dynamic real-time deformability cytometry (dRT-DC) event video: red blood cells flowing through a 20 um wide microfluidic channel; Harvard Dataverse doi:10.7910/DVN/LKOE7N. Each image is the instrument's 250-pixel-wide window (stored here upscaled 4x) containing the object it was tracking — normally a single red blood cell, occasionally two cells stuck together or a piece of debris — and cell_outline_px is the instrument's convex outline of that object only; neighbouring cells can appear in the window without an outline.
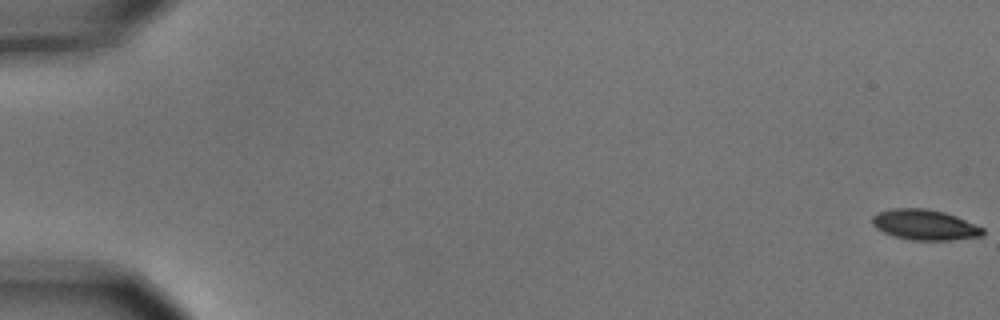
{"species": "common noctule bat (a hibernating species)", "species_latin": "Nyctalus noctula", "temperature_condition": "cold", "stored_images_in_passage": 4, "camera_frame_rate_fps": 3000, "um_per_image_px": 0.085, "animal": {"sex": "male", "body_mass_g": 15.6}, "frame": {"image": 1, "passage_image": 1, "time_ms": 0.0, "image_size_px": [1000, 320], "cell_outline_px": [[984, 236], [952, 240], [912, 240], [896, 236], [884, 232], [876, 228], [872, 224], [872, 216], [876, 212], [892, 208], [928, 208], [944, 212], [956, 216], [984, 228]], "centroid_in_image_um": [78.61, 19.1], "position_along_channel_um": 6.4, "area_um2": 19.71}}